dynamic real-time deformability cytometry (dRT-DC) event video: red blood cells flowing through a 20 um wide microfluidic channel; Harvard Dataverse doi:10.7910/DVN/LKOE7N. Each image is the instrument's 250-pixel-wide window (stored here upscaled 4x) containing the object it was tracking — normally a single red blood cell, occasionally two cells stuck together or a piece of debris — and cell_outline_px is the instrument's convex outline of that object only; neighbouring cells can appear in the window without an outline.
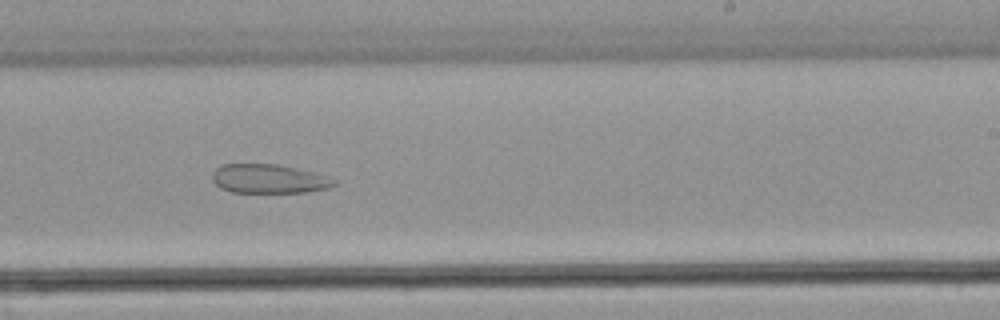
{"species": "common noctule bat (a hibernating species)", "species_latin": "Nyctalus noctula", "temperature_condition": "warm", "stored_images_in_passage": 39, "camera_frame_rate_fps": 3000, "um_per_image_px": 0.085, "animal": {"sex": "male", "body_mass_g": 21.5, "forearm_length_mm": 52.0}, "frame": {"image": 1, "passage_image": 23, "time_ms": 7.333, "image_size_px": [1000, 320], "cell_outline_px": [[336, 184], [332, 188], [308, 192], [232, 192], [220, 188], [212, 180], [212, 172], [216, 168], [224, 164], [276, 164], [296, 168], [328, 176], [336, 180]], "centroid_in_image_um": [22.87, 15.2], "position_along_channel_um": 266.1, "area_um2": 20.69}}
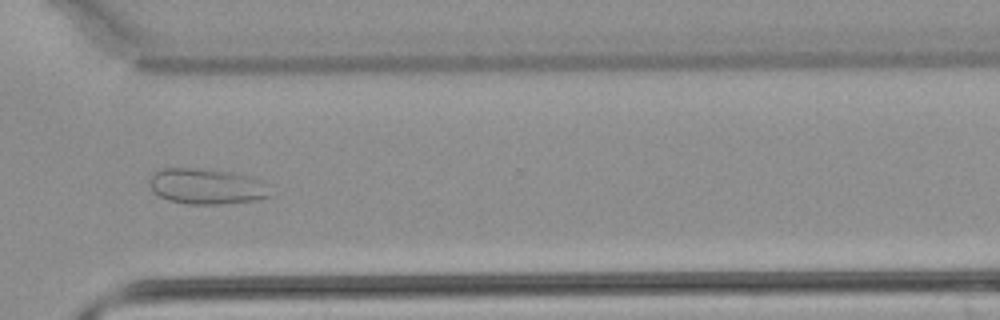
{"frame": {"image": 2, "passage_image": 28, "time_ms": 9.0, "image_size_px": [1000, 320], "cell_outline_px": [[272, 196], [256, 200], [224, 204], [188, 204], [168, 200], [160, 196], [152, 188], [148, 180], [156, 168], [200, 168], [232, 172], [248, 176]], "centroid_in_image_um": [17.42, 15.84], "position_along_channel_um": 353.2, "area_um2": 24.57}}